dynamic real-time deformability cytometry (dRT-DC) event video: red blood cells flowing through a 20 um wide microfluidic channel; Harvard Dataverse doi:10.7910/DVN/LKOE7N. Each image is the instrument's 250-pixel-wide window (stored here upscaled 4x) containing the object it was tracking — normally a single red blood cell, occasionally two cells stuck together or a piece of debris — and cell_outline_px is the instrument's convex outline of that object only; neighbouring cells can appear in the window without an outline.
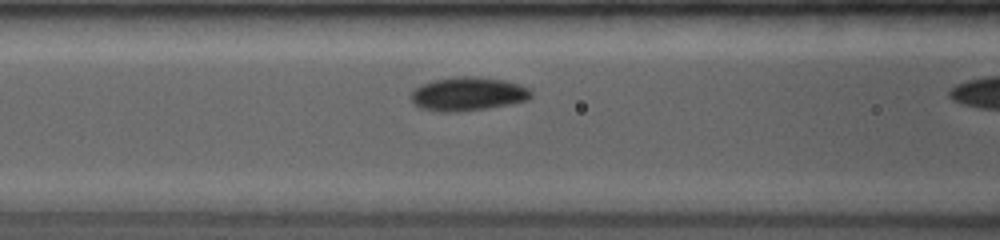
{"species": "common noctule bat (a hibernating species)", "species_latin": "Nyctalus noctula", "temperature_condition": "room temperature", "stored_images_in_passage": 8, "camera_frame_rate_fps": 4000, "um_per_image_px": 0.085, "animal": {"sex": "female", "body_mass_g": 19.0, "forearm_length_mm": 53.3}, "frame": {"image": 1, "passage_image": 7, "time_ms": 2.5, "image_size_px": [1000, 240], "cell_outline_px": [[532, 96], [528, 100], [488, 108], [460, 112], [440, 112], [420, 108], [412, 100], [412, 92], [420, 84], [432, 80], [456, 76], [476, 76], [504, 80], [520, 84], [528, 88], [532, 92]], "centroid_in_image_um": [39.78, 7.98], "position_along_channel_um": 126.8, "area_um2": 23.7}}